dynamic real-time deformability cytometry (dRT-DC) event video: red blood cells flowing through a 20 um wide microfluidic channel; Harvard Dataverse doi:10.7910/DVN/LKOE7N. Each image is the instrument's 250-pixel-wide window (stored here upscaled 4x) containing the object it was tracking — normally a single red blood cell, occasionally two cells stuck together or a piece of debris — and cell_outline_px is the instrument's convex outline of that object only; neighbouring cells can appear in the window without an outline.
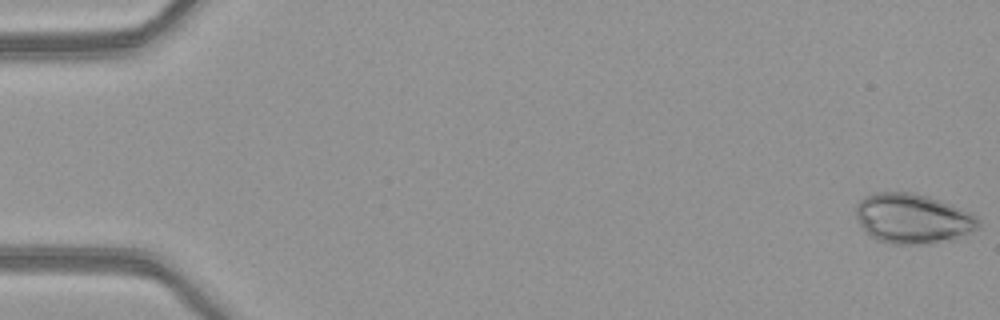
{"species": "common noctule bat (a hibernating species)", "species_latin": "Nyctalus noctula", "temperature_condition": "warm", "stored_images_in_passage": 5, "camera_frame_rate_fps": 3000, "um_per_image_px": 0.085, "animal": {"sex": "female", "body_mass_g": 21.9}, "frame": {"image": 1, "passage_image": 1, "time_ms": 0.0, "image_size_px": [1000, 320], "cell_outline_px": [[980, 228], [956, 240], [928, 244], [892, 244], [880, 240], [872, 236], [860, 224], [856, 216], [856, 204], [864, 196], [876, 192], [912, 192], [928, 196], [940, 200], [972, 212], [976, 216], [980, 224]], "centroid_in_image_um": [77.64, 18.58], "position_along_channel_um": 7.4, "area_um2": 35.95}}